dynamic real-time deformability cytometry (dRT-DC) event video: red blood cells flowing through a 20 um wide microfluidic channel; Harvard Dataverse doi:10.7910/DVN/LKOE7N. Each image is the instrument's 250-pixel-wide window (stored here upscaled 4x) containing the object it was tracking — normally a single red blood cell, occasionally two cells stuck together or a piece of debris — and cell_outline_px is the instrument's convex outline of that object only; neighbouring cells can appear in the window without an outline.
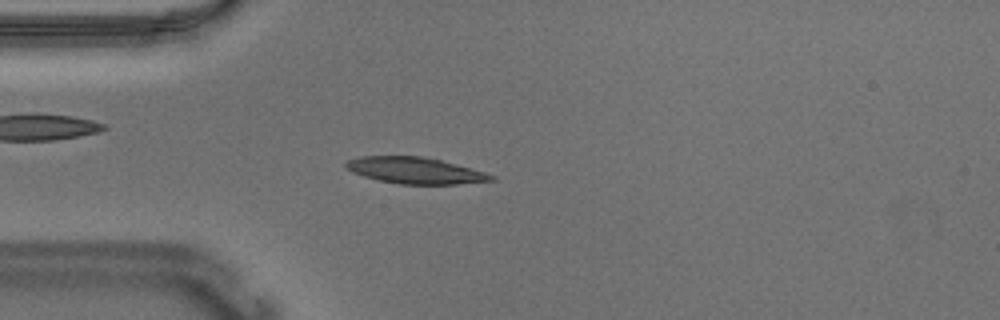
{"species": "Egyptian fruit bat (a non-hibernating species)", "species_latin": "Rousettus aegyptiacus", "temperature_condition": "warm", "stored_images_in_passage": 53, "camera_frame_rate_fps": 3000, "um_per_image_px": 0.085, "animal": {"sex": "male"}, "frame": {"image": 1, "passage_image": 13, "time_ms": 4.0, "image_size_px": [1000, 320], "cell_outline_px": [[496, 180], [456, 184], [400, 184], [380, 180], [364, 176], [352, 172], [344, 164], [348, 160], [360, 156], [420, 156], [440, 160], [456, 164], [484, 172], [496, 176]], "centroid_in_image_um": [35.29, 14.49], "position_along_channel_um": 49.7, "area_um2": 22.08}}
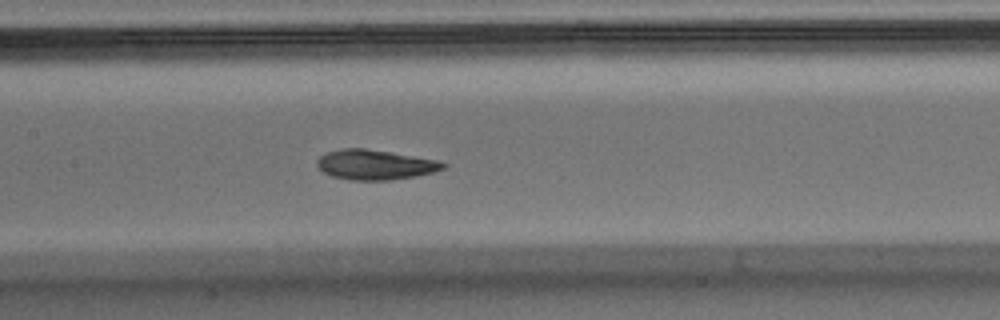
{"frame": {"image": 2, "passage_image": 24, "time_ms": 7.667, "image_size_px": [1000, 320], "cell_outline_px": [[448, 164], [444, 168], [432, 172], [416, 176], [388, 180], [348, 180], [332, 176], [324, 172], [316, 164], [316, 160], [320, 156], [328, 152], [344, 148], [364, 148], [392, 152], [440, 160]], "centroid_in_image_um": [31.9, 13.99], "position_along_channel_um": 175.5, "area_um2": 22.02}}
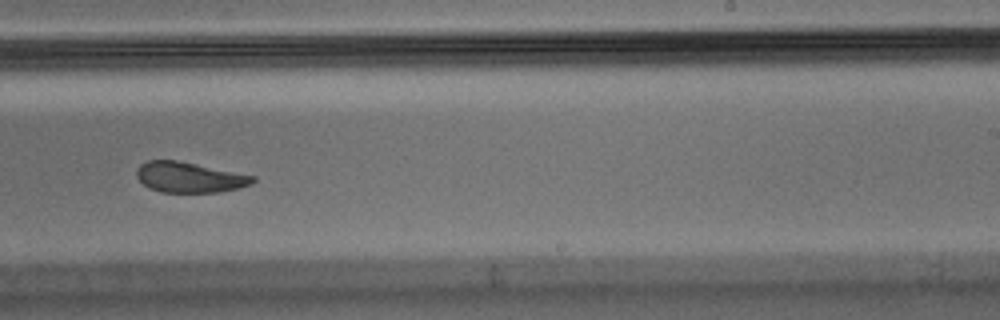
{"frame": {"image": 3, "passage_image": 32, "time_ms": 10.333, "image_size_px": [1000, 320], "cell_outline_px": [[256, 180], [252, 184], [220, 192], [160, 192], [144, 184], [136, 176], [136, 168], [140, 164], [148, 160], [176, 160], [256, 176]], "centroid_in_image_um": [16.1, 15.06], "position_along_channel_um": 272.9, "area_um2": 20.46}, "authors_computed_cell_mechanics": {"area_um2": 21.9062, "velocity_mm_per_s": 3.6678, "shape_relaxation_time_tau1_ms": 3.1917, "shape_relaxation_time_tau2_ms": 2.0618, "deformation_change_tau1": 0.1575, "deformation_change_tau2": 0.0947}}